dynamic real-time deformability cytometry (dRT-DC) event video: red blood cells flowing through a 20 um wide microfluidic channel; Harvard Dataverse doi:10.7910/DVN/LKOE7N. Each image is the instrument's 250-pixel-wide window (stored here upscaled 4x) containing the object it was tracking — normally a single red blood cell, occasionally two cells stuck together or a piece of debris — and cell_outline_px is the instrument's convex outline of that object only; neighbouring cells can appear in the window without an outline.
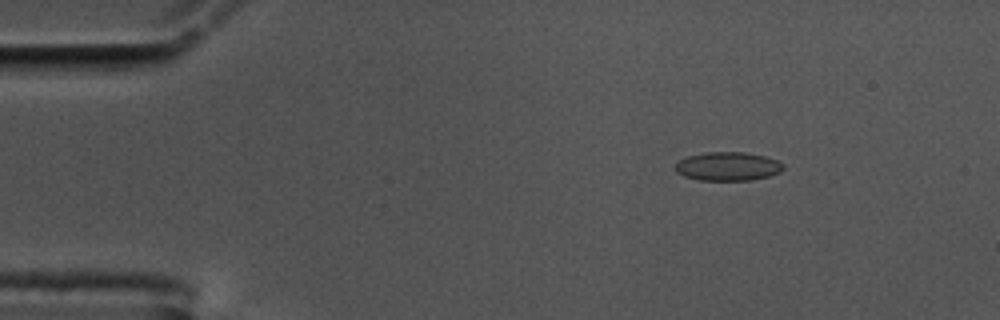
{"species": "common noctule bat (a hibernating species)", "species_latin": "Nyctalus noctula", "temperature_condition": "cold", "stored_images_in_passage": 56, "camera_frame_rate_fps": 3000, "um_per_image_px": 0.085, "animal": {"sex": "male", "body_mass_g": 17.5, "forearm_length_mm": 52.3}, "frame": {"image": 1, "passage_image": 8, "time_ms": 2.333, "image_size_px": [1000, 320], "cell_outline_px": [[784, 168], [780, 172], [768, 176], [752, 180], [700, 180], [684, 176], [676, 172], [676, 164], [680, 160], [688, 156], [708, 152], [744, 152], [764, 156], [776, 160], [784, 164]], "centroid_in_image_um": [61.88, 14.14], "position_along_channel_um": 23.1, "area_um2": 17.92}}
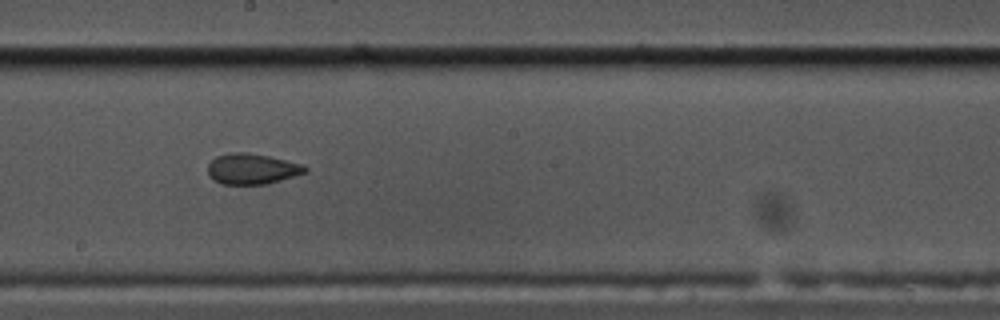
{"frame": {"image": 2, "passage_image": 31, "time_ms": 10.0, "image_size_px": [1000, 320], "cell_outline_px": [[308, 172], [268, 184], [220, 184], [212, 180], [208, 172], [208, 164], [216, 156], [228, 152], [248, 152], [268, 156], [304, 164], [308, 168]], "centroid_in_image_um": [21.43, 14.35], "position_along_channel_um": 226.8, "area_um2": 17.63}}
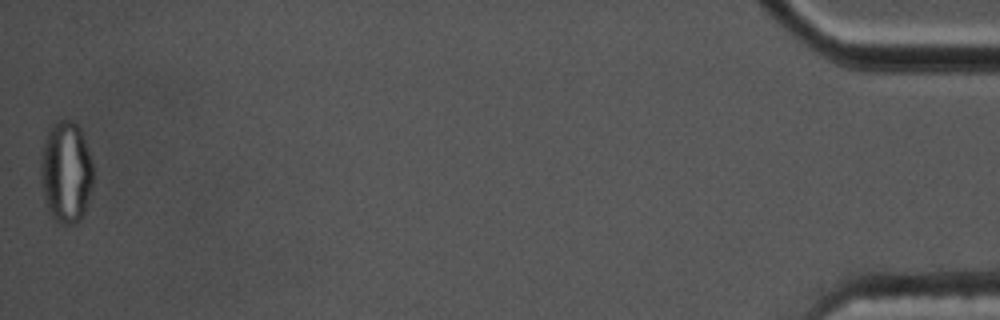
{"frame": {"image": 3, "passage_image": 56, "time_ms": 18.333, "image_size_px": [1000, 320], "cell_outline_px": [[92, 184], [84, 216], [76, 224], [64, 224], [56, 220], [48, 212], [40, 184], [40, 160], [44, 140], [48, 128], [56, 120], [72, 120], [80, 128], [92, 164]], "centroid_in_image_um": [5.58, 14.64], "position_along_channel_um": 429.6, "area_um2": 31.39}, "authors_computed_cell_mechanics": {"area_um2": 17.9469, "velocity_mm_per_s": 3.5802, "shape_relaxation_time_tau1_ms": null, "shape_relaxation_time_tau2_ms": 1.4046, "deformation_change_tau1": null, "deformation_change_tau2": 0.0716}}